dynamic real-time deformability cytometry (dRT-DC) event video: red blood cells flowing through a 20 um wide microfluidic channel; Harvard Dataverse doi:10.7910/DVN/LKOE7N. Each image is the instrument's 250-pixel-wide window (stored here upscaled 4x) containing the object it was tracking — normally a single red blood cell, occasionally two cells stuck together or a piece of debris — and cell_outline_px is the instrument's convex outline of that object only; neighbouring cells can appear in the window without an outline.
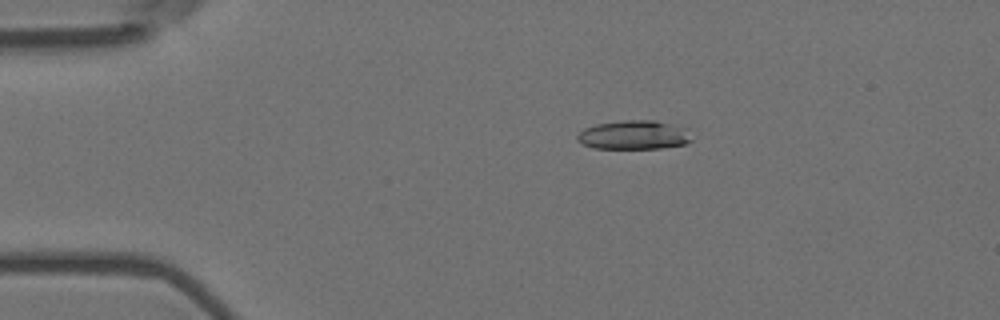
{"species": "Egyptian fruit bat (a non-hibernating species)", "species_latin": "Rousettus aegyptiacus", "temperature_condition": "room temperature", "stored_images_in_passage": 35, "camera_frame_rate_fps": 3000, "um_per_image_px": 0.085, "animal": {"sex": "female"}, "frame": {"image": 1, "passage_image": 1, "time_ms": 0.0, "image_size_px": [1000, 320], "cell_outline_px": [[692, 140], [684, 144], [660, 148], [596, 148], [584, 144], [576, 140], [576, 136], [584, 128], [596, 124], [624, 120], [656, 120], [684, 128]], "centroid_in_image_um": [53.84, 11.46], "position_along_channel_um": 31.2, "area_um2": 19.02}}
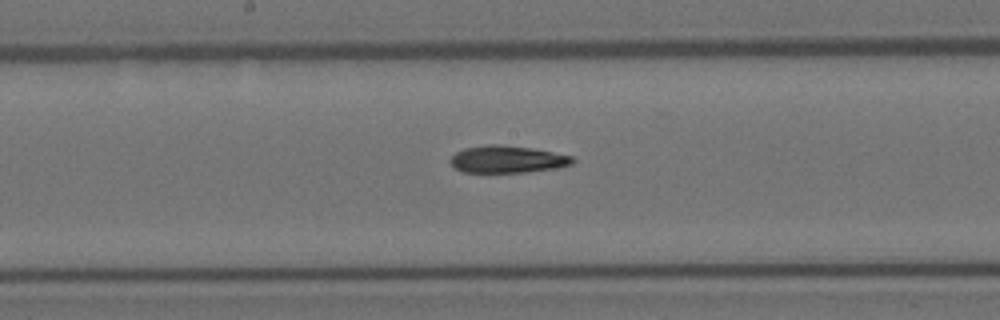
{"frame": {"image": 2, "passage_image": 19, "time_ms": 6.0, "image_size_px": [1000, 320], "cell_outline_px": [[576, 160], [572, 164], [560, 168], [524, 172], [464, 172], [456, 168], [448, 160], [456, 152], [464, 148], [488, 144], [496, 144], [528, 148], [552, 152], [572, 156]], "centroid_in_image_um": [43.13, 13.54], "position_along_channel_um": 205.1, "area_um2": 19.25}}
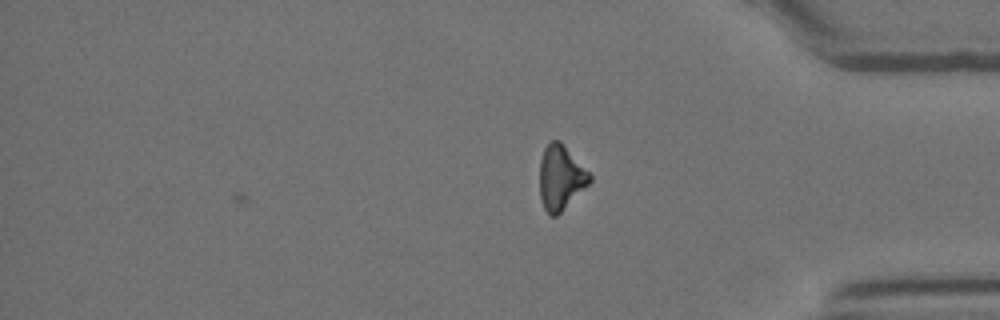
{"frame": {"image": 3, "passage_image": 35, "time_ms": 11.333, "image_size_px": [1000, 320], "cell_outline_px": [[592, 180], [556, 216], [548, 216], [544, 208], [540, 196], [540, 160], [544, 148], [548, 140], [560, 140], [592, 176]], "centroid_in_image_um": [47.63, 15.07], "position_along_channel_um": 387.6, "area_um2": 18.67}, "authors_computed_cell_mechanics": {"area_um2": 19.4208, "velocity_mm_per_s": 3.7393, "shape_relaxation_time_tau1_ms": 5.6779, "shape_relaxation_time_tau2_ms": 6.509, "deformation_change_tau1": 0.1675, "deformation_change_tau2": 0.15}}